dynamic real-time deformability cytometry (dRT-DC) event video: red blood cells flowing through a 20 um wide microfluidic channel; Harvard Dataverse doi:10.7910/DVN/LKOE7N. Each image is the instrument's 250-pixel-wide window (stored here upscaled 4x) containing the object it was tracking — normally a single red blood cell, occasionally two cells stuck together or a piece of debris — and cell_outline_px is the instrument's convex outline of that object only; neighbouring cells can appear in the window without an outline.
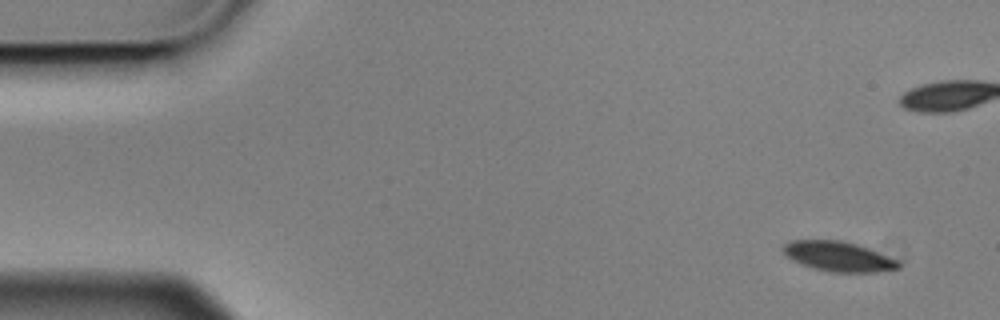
{"species": "Egyptian fruit bat (a non-hibernating species)", "species_latin": "Rousettus aegyptiacus", "temperature_condition": "cold", "stored_images_in_passage": 7, "camera_frame_rate_fps": 3000, "um_per_image_px": 0.085, "animal": {"sex": "male"}, "frame": {"image": 1, "passage_image": 1, "time_ms": 0.0, "image_size_px": [1000, 320], "cell_outline_px": [[900, 268], [876, 272], [832, 272], [812, 268], [792, 260], [784, 252], [784, 244], [788, 240], [840, 240], [856, 244], [868, 248], [900, 260]], "centroid_in_image_um": [71.29, 21.8], "position_along_channel_um": 13.7, "area_um2": 20.06}}
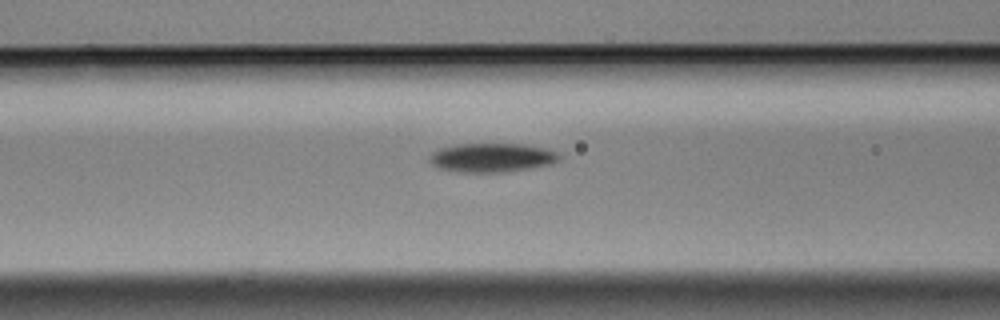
{"frame": {"image": 2, "passage_image": 7, "time_ms": 2.0, "image_size_px": [1000, 320], "cell_outline_px": [[560, 160], [552, 164], [504, 172], [460, 172], [440, 168], [432, 164], [428, 160], [432, 152], [440, 148], [456, 144], [524, 144], [544, 148], [556, 152], [560, 156]], "centroid_in_image_um": [41.8, 13.39], "position_along_channel_um": 124.8, "area_um2": 21.79}}